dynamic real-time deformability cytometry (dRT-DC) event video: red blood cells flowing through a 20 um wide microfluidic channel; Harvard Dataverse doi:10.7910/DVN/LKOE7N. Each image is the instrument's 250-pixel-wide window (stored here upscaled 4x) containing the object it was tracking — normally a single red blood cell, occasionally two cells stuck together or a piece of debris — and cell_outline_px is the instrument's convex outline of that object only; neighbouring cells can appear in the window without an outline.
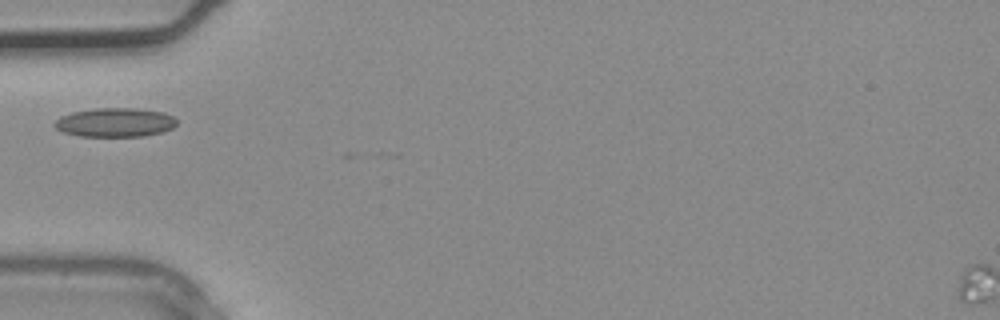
{"species": "common noctule bat (a hibernating species)", "species_latin": "Nyctalus noctula", "temperature_condition": "warm", "stored_images_in_passage": 3, "camera_frame_rate_fps": 3000, "um_per_image_px": 0.085, "animal": {"sex": "male", "body_mass_g": 20.4}, "frame": {"image": 1, "passage_image": 3, "time_ms": 0.667, "image_size_px": [1000, 320], "cell_outline_px": [[176, 124], [172, 128], [160, 132], [144, 136], [80, 136], [64, 132], [56, 128], [52, 124], [60, 116], [72, 112], [92, 108], [136, 108], [164, 112], [172, 116], [176, 120]], "centroid_in_image_um": [9.75, 10.39], "position_along_channel_um": 75.2, "area_um2": 20.63}}